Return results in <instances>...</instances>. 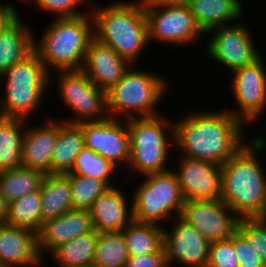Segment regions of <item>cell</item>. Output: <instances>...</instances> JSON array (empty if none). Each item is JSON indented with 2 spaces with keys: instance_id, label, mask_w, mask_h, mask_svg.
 <instances>
[{
  "instance_id": "obj_1",
  "label": "cell",
  "mask_w": 266,
  "mask_h": 267,
  "mask_svg": "<svg viewBox=\"0 0 266 267\" xmlns=\"http://www.w3.org/2000/svg\"><path fill=\"white\" fill-rule=\"evenodd\" d=\"M194 108L174 120V152L222 166L248 142L246 125L225 107Z\"/></svg>"
},
{
  "instance_id": "obj_2",
  "label": "cell",
  "mask_w": 266,
  "mask_h": 267,
  "mask_svg": "<svg viewBox=\"0 0 266 267\" xmlns=\"http://www.w3.org/2000/svg\"><path fill=\"white\" fill-rule=\"evenodd\" d=\"M261 130L221 166V200L239 218L266 217V130Z\"/></svg>"
},
{
  "instance_id": "obj_3",
  "label": "cell",
  "mask_w": 266,
  "mask_h": 267,
  "mask_svg": "<svg viewBox=\"0 0 266 267\" xmlns=\"http://www.w3.org/2000/svg\"><path fill=\"white\" fill-rule=\"evenodd\" d=\"M97 4L95 0L91 4L94 38L110 46L132 65L139 64L145 48L150 46L141 0H111L109 4Z\"/></svg>"
},
{
  "instance_id": "obj_4",
  "label": "cell",
  "mask_w": 266,
  "mask_h": 267,
  "mask_svg": "<svg viewBox=\"0 0 266 267\" xmlns=\"http://www.w3.org/2000/svg\"><path fill=\"white\" fill-rule=\"evenodd\" d=\"M171 117L173 118L162 113L152 117L126 119L130 144L126 169L130 170L129 174L132 172L131 178L138 174V178L135 179L139 181V175L172 169V153H175L173 151L175 150L173 121L175 118L174 115Z\"/></svg>"
},
{
  "instance_id": "obj_5",
  "label": "cell",
  "mask_w": 266,
  "mask_h": 267,
  "mask_svg": "<svg viewBox=\"0 0 266 267\" xmlns=\"http://www.w3.org/2000/svg\"><path fill=\"white\" fill-rule=\"evenodd\" d=\"M49 22L40 38L34 36V50L47 72L81 70L88 44L94 37L91 12Z\"/></svg>"
},
{
  "instance_id": "obj_6",
  "label": "cell",
  "mask_w": 266,
  "mask_h": 267,
  "mask_svg": "<svg viewBox=\"0 0 266 267\" xmlns=\"http://www.w3.org/2000/svg\"><path fill=\"white\" fill-rule=\"evenodd\" d=\"M3 84L5 92L0 94L2 117L25 120L33 117L35 120L38 109L44 106L42 103L50 99L46 96L47 91L50 92L49 73L35 50L0 75V86Z\"/></svg>"
},
{
  "instance_id": "obj_7",
  "label": "cell",
  "mask_w": 266,
  "mask_h": 267,
  "mask_svg": "<svg viewBox=\"0 0 266 267\" xmlns=\"http://www.w3.org/2000/svg\"><path fill=\"white\" fill-rule=\"evenodd\" d=\"M136 68L137 65H132L124 77L106 91L109 116L126 120L162 113L157 108L171 90L170 82L168 84L165 75L155 73L157 70Z\"/></svg>"
},
{
  "instance_id": "obj_8",
  "label": "cell",
  "mask_w": 266,
  "mask_h": 267,
  "mask_svg": "<svg viewBox=\"0 0 266 267\" xmlns=\"http://www.w3.org/2000/svg\"><path fill=\"white\" fill-rule=\"evenodd\" d=\"M142 177L134 190L133 184L128 187L132 191L133 220L164 226L180 217L185 198L175 172L170 169Z\"/></svg>"
},
{
  "instance_id": "obj_9",
  "label": "cell",
  "mask_w": 266,
  "mask_h": 267,
  "mask_svg": "<svg viewBox=\"0 0 266 267\" xmlns=\"http://www.w3.org/2000/svg\"><path fill=\"white\" fill-rule=\"evenodd\" d=\"M56 72L49 74V90L56 88L58 96L55 97H59L60 103L62 102L65 109H69L72 113L69 118L64 116L61 119L59 117V120L67 123H80L103 120L109 116L106 91L98 88L86 74L81 70Z\"/></svg>"
},
{
  "instance_id": "obj_10",
  "label": "cell",
  "mask_w": 266,
  "mask_h": 267,
  "mask_svg": "<svg viewBox=\"0 0 266 267\" xmlns=\"http://www.w3.org/2000/svg\"><path fill=\"white\" fill-rule=\"evenodd\" d=\"M263 56L262 53L253 63L235 69L229 80V91L236 106L225 109L246 127L262 121L266 113V59Z\"/></svg>"
},
{
  "instance_id": "obj_11",
  "label": "cell",
  "mask_w": 266,
  "mask_h": 267,
  "mask_svg": "<svg viewBox=\"0 0 266 267\" xmlns=\"http://www.w3.org/2000/svg\"><path fill=\"white\" fill-rule=\"evenodd\" d=\"M241 20L243 18L240 22L210 29L205 34L208 38L205 44L208 57L220 68H227L229 73L253 63L262 55L258 46H255L258 44L254 41L255 35Z\"/></svg>"
},
{
  "instance_id": "obj_12",
  "label": "cell",
  "mask_w": 266,
  "mask_h": 267,
  "mask_svg": "<svg viewBox=\"0 0 266 267\" xmlns=\"http://www.w3.org/2000/svg\"><path fill=\"white\" fill-rule=\"evenodd\" d=\"M144 10L148 22L149 44L152 41L162 45L188 47L206 38L187 4L144 7Z\"/></svg>"
},
{
  "instance_id": "obj_13",
  "label": "cell",
  "mask_w": 266,
  "mask_h": 267,
  "mask_svg": "<svg viewBox=\"0 0 266 267\" xmlns=\"http://www.w3.org/2000/svg\"><path fill=\"white\" fill-rule=\"evenodd\" d=\"M78 124L84 134L85 147L110 160L122 169L120 173H124L130 150L126 120L108 116L103 120L83 121Z\"/></svg>"
},
{
  "instance_id": "obj_14",
  "label": "cell",
  "mask_w": 266,
  "mask_h": 267,
  "mask_svg": "<svg viewBox=\"0 0 266 267\" xmlns=\"http://www.w3.org/2000/svg\"><path fill=\"white\" fill-rule=\"evenodd\" d=\"M170 222L163 226L167 264L171 267H206L210 241L180 217Z\"/></svg>"
},
{
  "instance_id": "obj_15",
  "label": "cell",
  "mask_w": 266,
  "mask_h": 267,
  "mask_svg": "<svg viewBox=\"0 0 266 267\" xmlns=\"http://www.w3.org/2000/svg\"><path fill=\"white\" fill-rule=\"evenodd\" d=\"M180 218L210 242L228 239L239 217L221 200H185Z\"/></svg>"
},
{
  "instance_id": "obj_16",
  "label": "cell",
  "mask_w": 266,
  "mask_h": 267,
  "mask_svg": "<svg viewBox=\"0 0 266 267\" xmlns=\"http://www.w3.org/2000/svg\"><path fill=\"white\" fill-rule=\"evenodd\" d=\"M172 170L178 178L185 200L221 199V166L174 154Z\"/></svg>"
},
{
  "instance_id": "obj_17",
  "label": "cell",
  "mask_w": 266,
  "mask_h": 267,
  "mask_svg": "<svg viewBox=\"0 0 266 267\" xmlns=\"http://www.w3.org/2000/svg\"><path fill=\"white\" fill-rule=\"evenodd\" d=\"M131 66L114 49L93 37L88 44L81 71L98 88L107 91L124 77Z\"/></svg>"
},
{
  "instance_id": "obj_18",
  "label": "cell",
  "mask_w": 266,
  "mask_h": 267,
  "mask_svg": "<svg viewBox=\"0 0 266 267\" xmlns=\"http://www.w3.org/2000/svg\"><path fill=\"white\" fill-rule=\"evenodd\" d=\"M43 263L35 231L0 224V267H45Z\"/></svg>"
},
{
  "instance_id": "obj_19",
  "label": "cell",
  "mask_w": 266,
  "mask_h": 267,
  "mask_svg": "<svg viewBox=\"0 0 266 267\" xmlns=\"http://www.w3.org/2000/svg\"><path fill=\"white\" fill-rule=\"evenodd\" d=\"M57 118L49 116L44 123L38 122L41 125L33 124L34 120H26L22 167L43 172L45 175L51 174V155L57 140Z\"/></svg>"
},
{
  "instance_id": "obj_20",
  "label": "cell",
  "mask_w": 266,
  "mask_h": 267,
  "mask_svg": "<svg viewBox=\"0 0 266 267\" xmlns=\"http://www.w3.org/2000/svg\"><path fill=\"white\" fill-rule=\"evenodd\" d=\"M123 188L111 187L92 204L89 213L96 232L123 231L133 221L131 193Z\"/></svg>"
},
{
  "instance_id": "obj_21",
  "label": "cell",
  "mask_w": 266,
  "mask_h": 267,
  "mask_svg": "<svg viewBox=\"0 0 266 267\" xmlns=\"http://www.w3.org/2000/svg\"><path fill=\"white\" fill-rule=\"evenodd\" d=\"M94 231L89 210H69L55 219L43 222L37 233L39 254L44 259L60 244Z\"/></svg>"
},
{
  "instance_id": "obj_22",
  "label": "cell",
  "mask_w": 266,
  "mask_h": 267,
  "mask_svg": "<svg viewBox=\"0 0 266 267\" xmlns=\"http://www.w3.org/2000/svg\"><path fill=\"white\" fill-rule=\"evenodd\" d=\"M243 4L241 0H188L187 3L197 26L204 34L210 29L245 18Z\"/></svg>"
},
{
  "instance_id": "obj_23",
  "label": "cell",
  "mask_w": 266,
  "mask_h": 267,
  "mask_svg": "<svg viewBox=\"0 0 266 267\" xmlns=\"http://www.w3.org/2000/svg\"><path fill=\"white\" fill-rule=\"evenodd\" d=\"M84 147L81 126L57 119V140L51 155V174L70 173L76 156Z\"/></svg>"
},
{
  "instance_id": "obj_24",
  "label": "cell",
  "mask_w": 266,
  "mask_h": 267,
  "mask_svg": "<svg viewBox=\"0 0 266 267\" xmlns=\"http://www.w3.org/2000/svg\"><path fill=\"white\" fill-rule=\"evenodd\" d=\"M20 17L0 34V75L34 50L35 30Z\"/></svg>"
},
{
  "instance_id": "obj_25",
  "label": "cell",
  "mask_w": 266,
  "mask_h": 267,
  "mask_svg": "<svg viewBox=\"0 0 266 267\" xmlns=\"http://www.w3.org/2000/svg\"><path fill=\"white\" fill-rule=\"evenodd\" d=\"M66 174H46L40 186L41 219H55L72 210V193Z\"/></svg>"
},
{
  "instance_id": "obj_26",
  "label": "cell",
  "mask_w": 266,
  "mask_h": 267,
  "mask_svg": "<svg viewBox=\"0 0 266 267\" xmlns=\"http://www.w3.org/2000/svg\"><path fill=\"white\" fill-rule=\"evenodd\" d=\"M98 232H89L54 248L43 260L56 267H82L93 264ZM46 262V263H45Z\"/></svg>"
},
{
  "instance_id": "obj_27",
  "label": "cell",
  "mask_w": 266,
  "mask_h": 267,
  "mask_svg": "<svg viewBox=\"0 0 266 267\" xmlns=\"http://www.w3.org/2000/svg\"><path fill=\"white\" fill-rule=\"evenodd\" d=\"M25 127V119L0 117V171L22 166Z\"/></svg>"
},
{
  "instance_id": "obj_28",
  "label": "cell",
  "mask_w": 266,
  "mask_h": 267,
  "mask_svg": "<svg viewBox=\"0 0 266 267\" xmlns=\"http://www.w3.org/2000/svg\"><path fill=\"white\" fill-rule=\"evenodd\" d=\"M129 256L147 255L163 248V226L132 221L123 231Z\"/></svg>"
},
{
  "instance_id": "obj_29",
  "label": "cell",
  "mask_w": 266,
  "mask_h": 267,
  "mask_svg": "<svg viewBox=\"0 0 266 267\" xmlns=\"http://www.w3.org/2000/svg\"><path fill=\"white\" fill-rule=\"evenodd\" d=\"M45 174L25 167L0 171V195L9 204L27 193L40 190Z\"/></svg>"
},
{
  "instance_id": "obj_30",
  "label": "cell",
  "mask_w": 266,
  "mask_h": 267,
  "mask_svg": "<svg viewBox=\"0 0 266 267\" xmlns=\"http://www.w3.org/2000/svg\"><path fill=\"white\" fill-rule=\"evenodd\" d=\"M119 171L120 169L110 160L105 159L90 148L84 147L76 156L71 172L67 174L91 176L105 181L110 187H115L116 185L119 186V183L121 184V178L118 179L119 182L114 181L120 176L118 175Z\"/></svg>"
},
{
  "instance_id": "obj_31",
  "label": "cell",
  "mask_w": 266,
  "mask_h": 267,
  "mask_svg": "<svg viewBox=\"0 0 266 267\" xmlns=\"http://www.w3.org/2000/svg\"><path fill=\"white\" fill-rule=\"evenodd\" d=\"M7 224L39 232L42 227L40 190L9 203Z\"/></svg>"
},
{
  "instance_id": "obj_32",
  "label": "cell",
  "mask_w": 266,
  "mask_h": 267,
  "mask_svg": "<svg viewBox=\"0 0 266 267\" xmlns=\"http://www.w3.org/2000/svg\"><path fill=\"white\" fill-rule=\"evenodd\" d=\"M128 257L122 231L98 233L93 264L97 267H125Z\"/></svg>"
},
{
  "instance_id": "obj_33",
  "label": "cell",
  "mask_w": 266,
  "mask_h": 267,
  "mask_svg": "<svg viewBox=\"0 0 266 267\" xmlns=\"http://www.w3.org/2000/svg\"><path fill=\"white\" fill-rule=\"evenodd\" d=\"M70 180L73 209L89 210L94 201L111 187L103 180L76 174H66Z\"/></svg>"
},
{
  "instance_id": "obj_34",
  "label": "cell",
  "mask_w": 266,
  "mask_h": 267,
  "mask_svg": "<svg viewBox=\"0 0 266 267\" xmlns=\"http://www.w3.org/2000/svg\"><path fill=\"white\" fill-rule=\"evenodd\" d=\"M92 1L93 0H31L28 5H36L35 7H37L39 11L46 12V14L51 13L50 15L53 14L54 19L73 18L90 13ZM84 6H86L85 8L87 10L84 9ZM82 7L83 10H81Z\"/></svg>"
},
{
  "instance_id": "obj_35",
  "label": "cell",
  "mask_w": 266,
  "mask_h": 267,
  "mask_svg": "<svg viewBox=\"0 0 266 267\" xmlns=\"http://www.w3.org/2000/svg\"><path fill=\"white\" fill-rule=\"evenodd\" d=\"M237 228L246 236L248 244L266 266V217L240 218Z\"/></svg>"
},
{
  "instance_id": "obj_36",
  "label": "cell",
  "mask_w": 266,
  "mask_h": 267,
  "mask_svg": "<svg viewBox=\"0 0 266 267\" xmlns=\"http://www.w3.org/2000/svg\"><path fill=\"white\" fill-rule=\"evenodd\" d=\"M206 267H239L233 243L229 238L210 242Z\"/></svg>"
},
{
  "instance_id": "obj_37",
  "label": "cell",
  "mask_w": 266,
  "mask_h": 267,
  "mask_svg": "<svg viewBox=\"0 0 266 267\" xmlns=\"http://www.w3.org/2000/svg\"><path fill=\"white\" fill-rule=\"evenodd\" d=\"M229 239L233 243L239 267H266L258 258L257 253L248 244L246 236L238 228Z\"/></svg>"
},
{
  "instance_id": "obj_38",
  "label": "cell",
  "mask_w": 266,
  "mask_h": 267,
  "mask_svg": "<svg viewBox=\"0 0 266 267\" xmlns=\"http://www.w3.org/2000/svg\"><path fill=\"white\" fill-rule=\"evenodd\" d=\"M167 257L164 247L155 253L147 255L129 256L125 267H165Z\"/></svg>"
},
{
  "instance_id": "obj_39",
  "label": "cell",
  "mask_w": 266,
  "mask_h": 267,
  "mask_svg": "<svg viewBox=\"0 0 266 267\" xmlns=\"http://www.w3.org/2000/svg\"><path fill=\"white\" fill-rule=\"evenodd\" d=\"M3 3L0 2V34L20 16L14 3L10 1Z\"/></svg>"
},
{
  "instance_id": "obj_40",
  "label": "cell",
  "mask_w": 266,
  "mask_h": 267,
  "mask_svg": "<svg viewBox=\"0 0 266 267\" xmlns=\"http://www.w3.org/2000/svg\"><path fill=\"white\" fill-rule=\"evenodd\" d=\"M144 7H155L165 5H183L187 4L188 0H141Z\"/></svg>"
},
{
  "instance_id": "obj_41",
  "label": "cell",
  "mask_w": 266,
  "mask_h": 267,
  "mask_svg": "<svg viewBox=\"0 0 266 267\" xmlns=\"http://www.w3.org/2000/svg\"><path fill=\"white\" fill-rule=\"evenodd\" d=\"M9 204L0 195V224L7 223Z\"/></svg>"
},
{
  "instance_id": "obj_42",
  "label": "cell",
  "mask_w": 266,
  "mask_h": 267,
  "mask_svg": "<svg viewBox=\"0 0 266 267\" xmlns=\"http://www.w3.org/2000/svg\"><path fill=\"white\" fill-rule=\"evenodd\" d=\"M16 1H19V2H21L22 4H29V2L31 1V0H16Z\"/></svg>"
},
{
  "instance_id": "obj_43",
  "label": "cell",
  "mask_w": 266,
  "mask_h": 267,
  "mask_svg": "<svg viewBox=\"0 0 266 267\" xmlns=\"http://www.w3.org/2000/svg\"><path fill=\"white\" fill-rule=\"evenodd\" d=\"M82 267H97L95 264H91V265H86V266H82Z\"/></svg>"
}]
</instances>
